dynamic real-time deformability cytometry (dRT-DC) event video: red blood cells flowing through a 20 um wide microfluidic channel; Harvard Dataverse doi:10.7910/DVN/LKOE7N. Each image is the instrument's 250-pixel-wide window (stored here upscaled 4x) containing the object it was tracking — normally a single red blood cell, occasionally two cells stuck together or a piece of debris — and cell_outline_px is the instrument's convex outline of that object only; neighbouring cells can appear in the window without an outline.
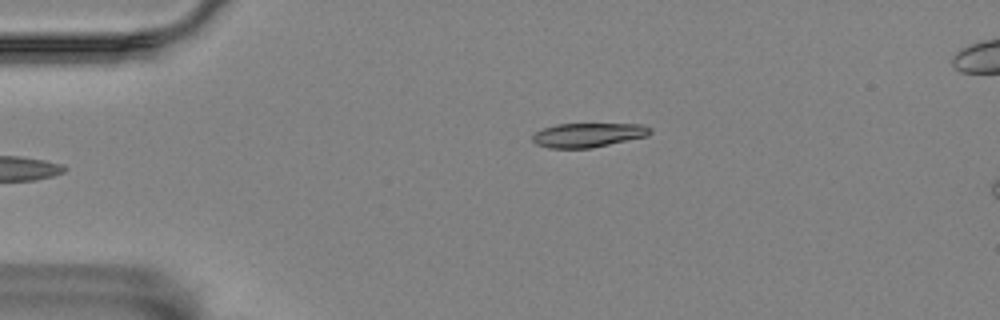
{"species": "Egyptian fruit bat (a non-hibernating species)", "species_latin": "Rousettus aegyptiacus", "temperature_condition": "room temperature", "stored_images_in_passage": 4, "camera_frame_rate_fps": 3000, "um_per_image_px": 0.085, "animal": {"sex": "female"}, "frame": {"image": 1, "passage_image": 4, "time_ms": 5.0, "image_size_px": [1000, 320], "cell_outline_px": [[652, 132], [648, 136], [592, 148], [548, 148], [536, 144], [532, 140], [532, 136], [536, 132], [544, 128], [556, 124], [640, 124], [652, 128]], "centroid_in_image_um": [50.0, 11.48], "position_along_channel_um": 35.0, "area_um2": 16.65}}